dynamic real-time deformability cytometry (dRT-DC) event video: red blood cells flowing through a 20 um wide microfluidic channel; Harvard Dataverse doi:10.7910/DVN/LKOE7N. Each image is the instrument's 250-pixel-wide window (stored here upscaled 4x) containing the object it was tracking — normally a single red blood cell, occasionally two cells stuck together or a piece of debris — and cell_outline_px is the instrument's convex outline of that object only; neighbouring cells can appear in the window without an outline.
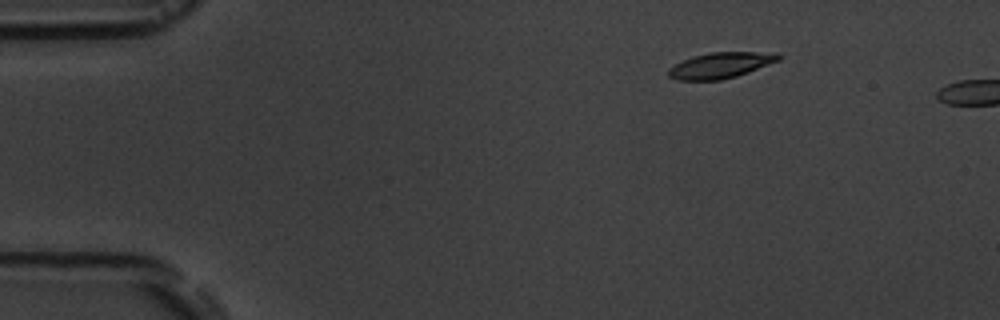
{"species": "common noctule bat (a hibernating species)", "species_latin": "Nyctalus noctula", "temperature_condition": "room temperature", "stored_images_in_passage": 3, "camera_frame_rate_fps": 3000, "um_per_image_px": 0.085, "animal": {"sex": "male", "body_mass_g": 19.5, "forearm_length_mm": 54.6}, "frame": {"image": 1, "passage_image": 2, "time_ms": 1.333, "image_size_px": [1000, 320], "cell_outline_px": [[780, 60], [748, 72], [736, 76], [720, 80], [676, 80], [668, 76], [668, 68], [692, 56], [708, 52], [780, 52]], "centroid_in_image_um": [61.26, 5.54], "position_along_channel_um": 23.7, "area_um2": 16.59}}